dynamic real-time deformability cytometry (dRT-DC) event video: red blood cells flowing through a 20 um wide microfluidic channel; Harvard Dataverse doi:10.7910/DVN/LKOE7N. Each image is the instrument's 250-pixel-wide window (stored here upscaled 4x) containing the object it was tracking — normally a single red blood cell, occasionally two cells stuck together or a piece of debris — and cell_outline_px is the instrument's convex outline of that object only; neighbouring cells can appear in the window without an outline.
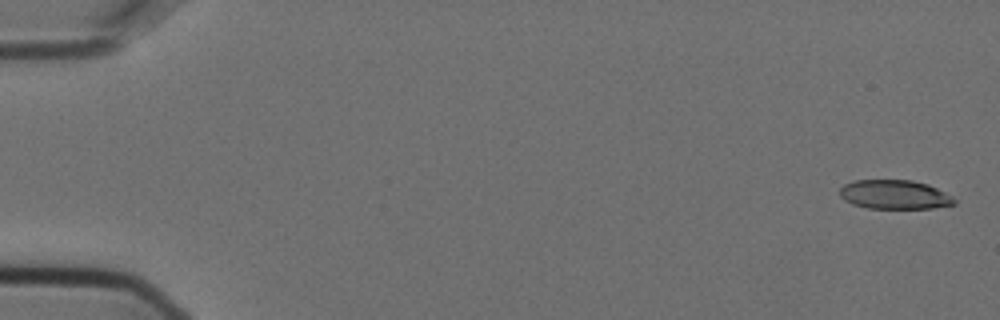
{"species": "Egyptian fruit bat (a non-hibernating species)", "species_latin": "Rousettus aegyptiacus", "temperature_condition": "cold", "stored_images_in_passage": 6, "camera_frame_rate_fps": 3000, "um_per_image_px": 0.085, "animal": {"sex": "female"}, "frame": {"image": 1, "passage_image": 1, "time_ms": 0.0, "image_size_px": [1000, 320], "cell_outline_px": [[956, 204], [932, 208], [868, 208], [852, 204], [844, 200], [840, 196], [840, 188], [844, 184], [856, 180], [912, 180], [928, 184], [952, 196], [956, 200]], "centroid_in_image_um": [76.03, 16.54], "position_along_channel_um": 9.0, "area_um2": 19.42}}